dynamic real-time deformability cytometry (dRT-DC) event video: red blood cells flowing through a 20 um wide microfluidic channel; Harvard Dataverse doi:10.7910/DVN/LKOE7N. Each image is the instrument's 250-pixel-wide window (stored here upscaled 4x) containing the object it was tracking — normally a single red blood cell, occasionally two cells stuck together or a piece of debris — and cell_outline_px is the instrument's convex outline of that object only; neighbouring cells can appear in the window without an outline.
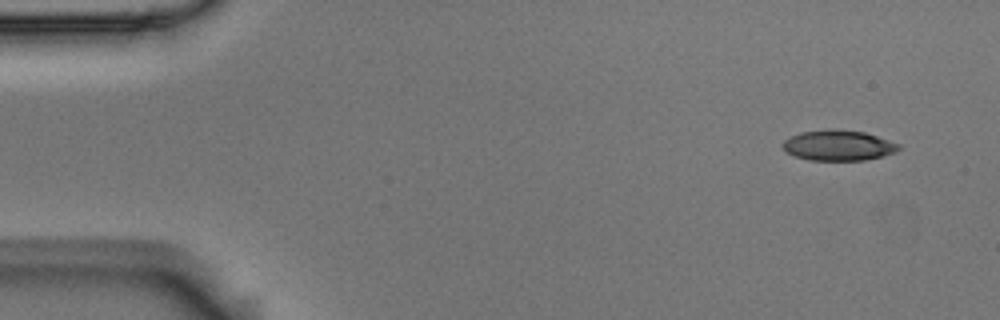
{"species": "Egyptian fruit bat (a non-hibernating species)", "species_latin": "Rousettus aegyptiacus", "temperature_condition": "room temperature", "stored_images_in_passage": 5, "camera_frame_rate_fps": 3000, "um_per_image_px": 0.085, "animal": {"sex": "male"}, "frame": {"image": 1, "passage_image": 1, "time_ms": 0.0, "image_size_px": [1000, 320], "cell_outline_px": [[900, 148], [896, 152], [864, 160], [808, 160], [784, 152], [780, 144], [784, 140], [800, 132], [832, 128], [836, 128], [864, 132], [900, 144]], "centroid_in_image_um": [71.21, 12.35], "position_along_channel_um": 13.8, "area_um2": 20.69}}
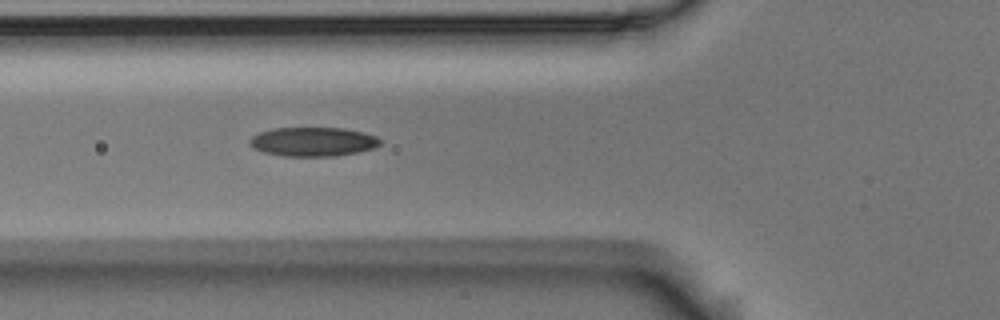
{"frame": {"image": 2, "passage_image": 5, "time_ms": 1.333, "image_size_px": [1000, 320], "cell_outline_px": [[384, 140], [376, 148], [336, 156], [284, 156], [264, 152], [256, 148], [248, 140], [252, 136], [260, 132], [272, 128], [344, 128], [364, 132], [376, 136]], "centroid_in_image_um": [26.67, 12.04], "position_along_channel_um": 99.1, "area_um2": 22.14}}